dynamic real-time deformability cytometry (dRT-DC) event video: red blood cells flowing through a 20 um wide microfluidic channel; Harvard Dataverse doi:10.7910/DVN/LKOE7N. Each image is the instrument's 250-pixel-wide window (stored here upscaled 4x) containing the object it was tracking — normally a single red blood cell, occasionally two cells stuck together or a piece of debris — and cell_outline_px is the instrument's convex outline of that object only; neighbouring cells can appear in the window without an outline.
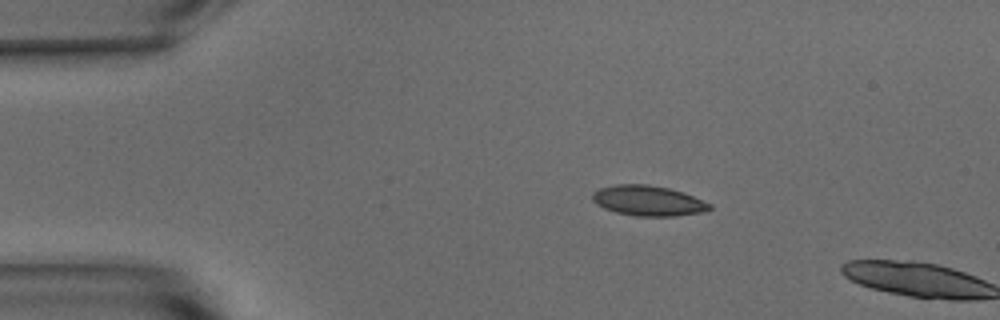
{"species": "common noctule bat (a hibernating species)", "species_latin": "Nyctalus noctula", "temperature_condition": "warm", "stored_images_in_passage": 2, "camera_frame_rate_fps": 3000, "um_per_image_px": 0.085, "animal": {"sex": "male", "body_mass_g": 15.6}, "frame": {"image": 1, "passage_image": 1, "time_ms": 0.0, "image_size_px": [1000, 320], "cell_outline_px": [[712, 208], [704, 212], [676, 216], [636, 216], [616, 212], [604, 208], [596, 204], [592, 200], [592, 192], [600, 188], [616, 184], [648, 184], [668, 188], [684, 192], [712, 204]], "centroid_in_image_um": [55.1, 17.06], "position_along_channel_um": 29.9, "area_um2": 20.81}}